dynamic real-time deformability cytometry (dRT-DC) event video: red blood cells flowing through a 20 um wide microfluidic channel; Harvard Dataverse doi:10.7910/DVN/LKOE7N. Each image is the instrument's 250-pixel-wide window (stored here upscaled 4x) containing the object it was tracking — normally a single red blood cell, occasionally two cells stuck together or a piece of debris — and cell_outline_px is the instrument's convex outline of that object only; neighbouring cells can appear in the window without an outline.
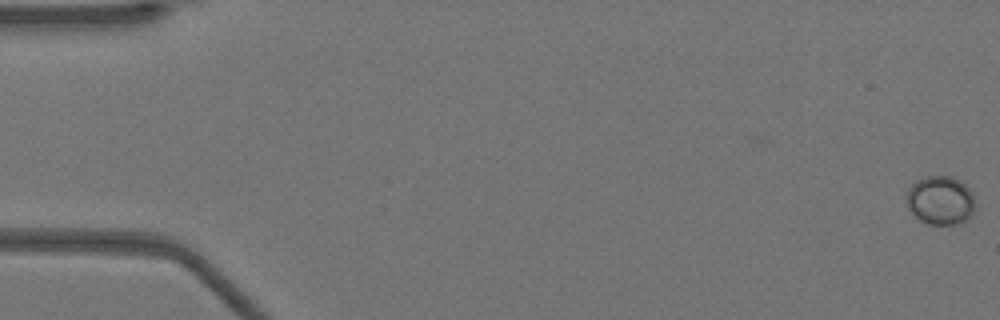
{"species": "Egyptian fruit bat (a non-hibernating species)", "species_latin": "Rousettus aegyptiacus", "temperature_condition": "warm", "stored_images_in_passage": 53, "camera_frame_rate_fps": 3000, "um_per_image_px": 0.085, "animal": {"sex": "female"}, "frame": {"image": 1, "passage_image": 1, "time_ms": 0.0, "image_size_px": [1000, 320], "cell_outline_px": [[972, 216], [968, 220], [952, 224], [928, 224], [920, 220], [908, 208], [908, 188], [916, 180], [924, 176], [952, 176], [960, 180], [972, 192]], "centroid_in_image_um": [79.92, 17.01], "position_along_channel_um": 5.1, "area_um2": 19.25}}
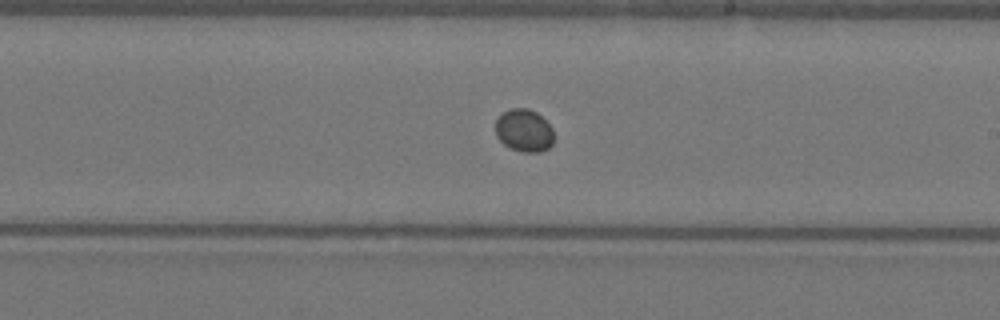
{"frame": {"image": 2, "passage_image": 31, "time_ms": 10.0, "image_size_px": [1000, 320], "cell_outline_px": [[552, 144], [548, 148], [540, 152], [524, 152], [512, 148], [504, 144], [496, 136], [496, 120], [504, 112], [512, 108], [528, 108], [536, 112], [552, 128]], "centroid_in_image_um": [44.53, 11.09], "position_along_channel_um": 244.5, "area_um2": 14.22}}
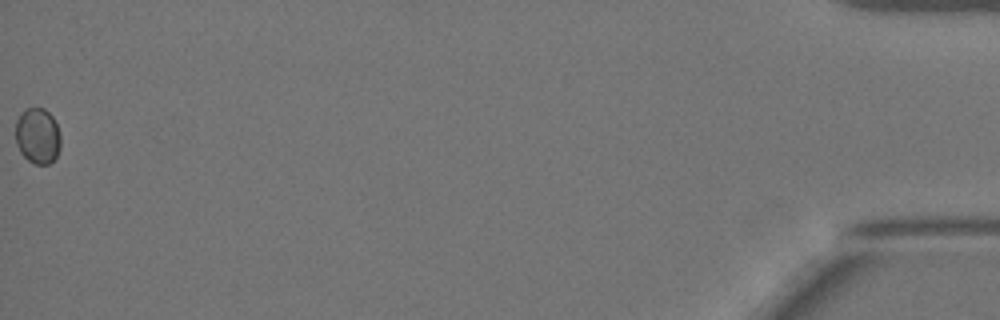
{"frame": {"image": 3, "passage_image": 53, "time_ms": 17.333, "image_size_px": [1000, 320], "cell_outline_px": [[60, 148], [56, 156], [48, 164], [36, 164], [28, 160], [20, 152], [16, 144], [16, 120], [28, 108], [44, 108], [52, 116], [56, 124], [60, 136]], "centroid_in_image_um": [3.2, 11.56], "position_along_channel_um": 432.0, "area_um2": 14.45}}